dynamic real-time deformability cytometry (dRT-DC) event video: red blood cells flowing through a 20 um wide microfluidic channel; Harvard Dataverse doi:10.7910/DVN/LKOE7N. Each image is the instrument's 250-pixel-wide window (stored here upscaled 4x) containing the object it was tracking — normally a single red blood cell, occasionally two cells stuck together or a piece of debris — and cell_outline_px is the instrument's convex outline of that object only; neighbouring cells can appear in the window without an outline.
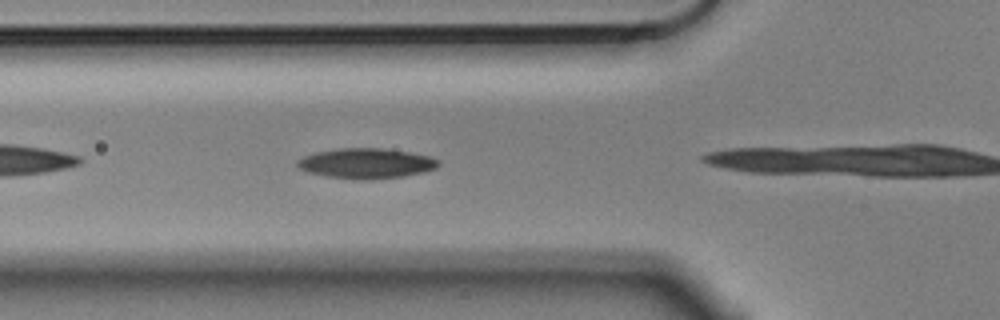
{"species": "Egyptian fruit bat (a non-hibernating species)", "species_latin": "Rousettus aegyptiacus", "temperature_condition": "cold", "stored_images_in_passage": 6, "camera_frame_rate_fps": 3000, "um_per_image_px": 0.085, "animal": {"sex": "male"}, "frame": {"image": 1, "passage_image": 4, "time_ms": 1.0, "image_size_px": [1000, 320], "cell_outline_px": [[440, 164], [436, 168], [404, 176], [368, 180], [356, 180], [328, 176], [308, 172], [300, 168], [296, 164], [296, 160], [304, 156], [316, 152], [340, 148], [384, 148], [408, 152], [428, 156], [440, 160]], "centroid_in_image_um": [31.12, 13.88], "position_along_channel_um": 94.7, "area_um2": 24.74}}